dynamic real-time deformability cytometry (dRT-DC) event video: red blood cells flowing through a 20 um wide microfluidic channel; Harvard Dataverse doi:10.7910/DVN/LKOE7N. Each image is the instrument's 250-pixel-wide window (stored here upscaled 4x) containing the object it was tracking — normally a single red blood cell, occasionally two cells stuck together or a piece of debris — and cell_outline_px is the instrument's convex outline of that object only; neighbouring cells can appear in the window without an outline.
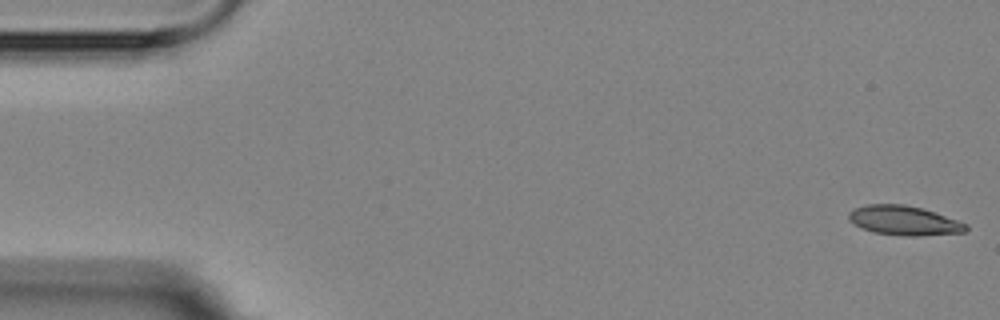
{"species": "Egyptian fruit bat (a non-hibernating species)", "species_latin": "Rousettus aegyptiacus", "temperature_condition": "room temperature", "stored_images_in_passage": 5, "camera_frame_rate_fps": 3000, "um_per_image_px": 0.085, "animal": {"sex": "female"}, "frame": {"image": 1, "passage_image": 1, "time_ms": 0.0, "image_size_px": [1000, 320], "cell_outline_px": [[968, 228], [964, 232], [920, 236], [904, 236], [876, 232], [864, 228], [856, 224], [848, 216], [848, 212], [856, 208], [868, 204], [904, 204], [920, 208], [968, 224]], "centroid_in_image_um": [76.86, 18.75], "position_along_channel_um": 8.1, "area_um2": 19.59}}
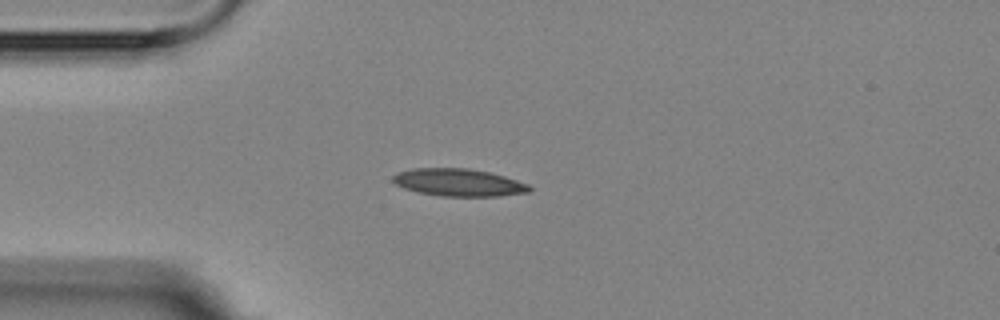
{"frame": {"image": 2, "passage_image": 5, "time_ms": 4.333, "image_size_px": [1000, 320], "cell_outline_px": [[532, 188], [528, 192], [496, 196], [440, 196], [416, 192], [404, 188], [396, 184], [392, 180], [392, 176], [400, 172], [412, 168], [468, 168], [488, 172], [504, 176], [528, 184]], "centroid_in_image_um": [38.96, 15.51], "position_along_channel_um": 46.0, "area_um2": 21.73}}